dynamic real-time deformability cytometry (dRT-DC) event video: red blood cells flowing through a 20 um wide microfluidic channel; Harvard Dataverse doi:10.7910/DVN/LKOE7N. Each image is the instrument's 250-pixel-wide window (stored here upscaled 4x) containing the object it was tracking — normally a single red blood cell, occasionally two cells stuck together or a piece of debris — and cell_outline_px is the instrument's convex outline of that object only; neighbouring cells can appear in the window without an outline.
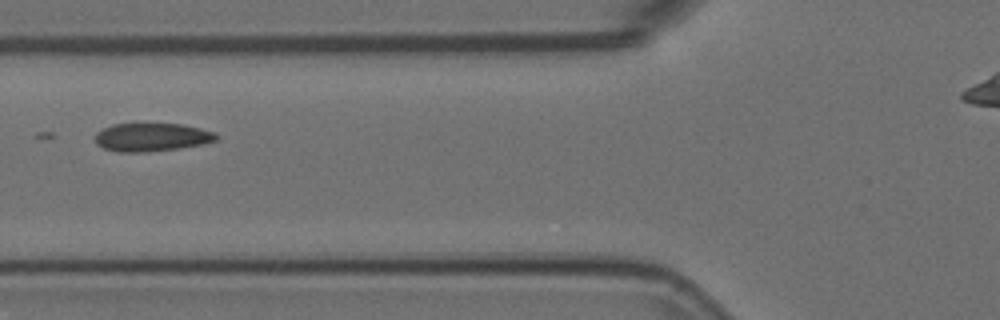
{"species": "Egyptian fruit bat (a non-hibernating species)", "species_latin": "Rousettus aegyptiacus", "temperature_condition": "room temperature", "stored_images_in_passage": 9, "camera_frame_rate_fps": 3000, "um_per_image_px": 0.085, "animal": {"sex": "female"}, "frame": {"image": 1, "passage_image": 6, "time_ms": 1.667, "image_size_px": [1000, 320], "cell_outline_px": [[216, 140], [204, 144], [180, 148], [144, 152], [120, 152], [104, 148], [96, 144], [96, 132], [112, 124], [136, 120], [184, 124], [216, 132]], "centroid_in_image_um": [12.88, 11.6], "position_along_channel_um": 112.9, "area_um2": 20.92}}
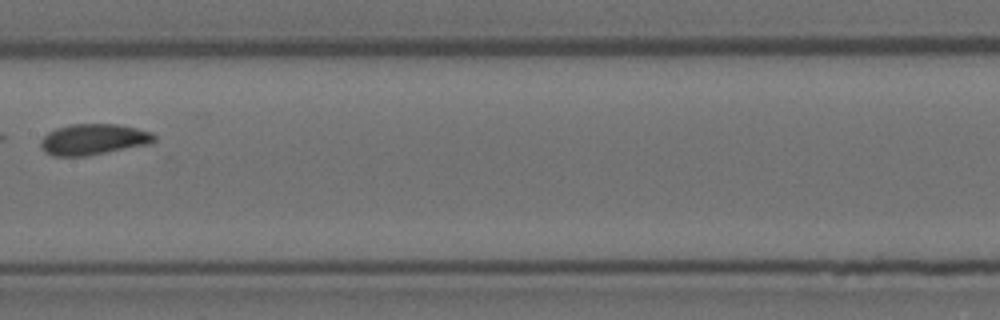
{"frame": {"image": 2, "passage_image": 8, "time_ms": 2.333, "image_size_px": [1000, 320], "cell_outline_px": [[156, 140], [152, 144], [84, 156], [52, 156], [44, 152], [40, 148], [40, 140], [48, 132], [56, 128], [68, 124], [116, 124], [136, 128], [152, 132], [156, 136]], "centroid_in_image_um": [7.93, 11.85], "position_along_channel_um": 199.5, "area_um2": 20.69}}